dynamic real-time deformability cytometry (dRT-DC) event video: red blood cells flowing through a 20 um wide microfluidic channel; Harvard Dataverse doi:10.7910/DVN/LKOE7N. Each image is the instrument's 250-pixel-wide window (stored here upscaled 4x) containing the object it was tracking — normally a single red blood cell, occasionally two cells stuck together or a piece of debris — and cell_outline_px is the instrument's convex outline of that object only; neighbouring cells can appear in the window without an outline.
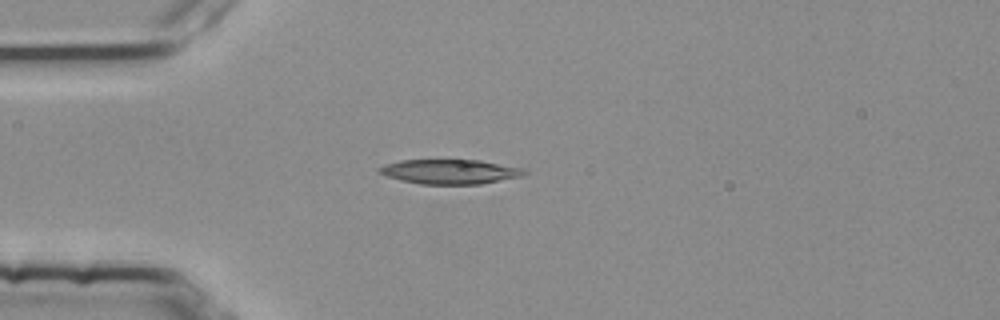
{"species": "common noctule bat (a hibernating species)", "species_latin": "Nyctalus noctula", "temperature_condition": "room temperature", "stored_images_in_passage": 3, "camera_frame_rate_fps": 3000, "um_per_image_px": 0.085, "animal": {"sex": "female", "body_mass_g": 25.1}, "frame": {"image": 1, "passage_image": 3, "time_ms": 0.667, "image_size_px": [1000, 320], "cell_outline_px": [[528, 172], [520, 176], [480, 184], [420, 184], [400, 180], [384, 176], [376, 168], [384, 164], [400, 160], [480, 160], [524, 168]], "centroid_in_image_um": [38.2, 14.58], "position_along_channel_um": 46.8, "area_um2": 20.81}}